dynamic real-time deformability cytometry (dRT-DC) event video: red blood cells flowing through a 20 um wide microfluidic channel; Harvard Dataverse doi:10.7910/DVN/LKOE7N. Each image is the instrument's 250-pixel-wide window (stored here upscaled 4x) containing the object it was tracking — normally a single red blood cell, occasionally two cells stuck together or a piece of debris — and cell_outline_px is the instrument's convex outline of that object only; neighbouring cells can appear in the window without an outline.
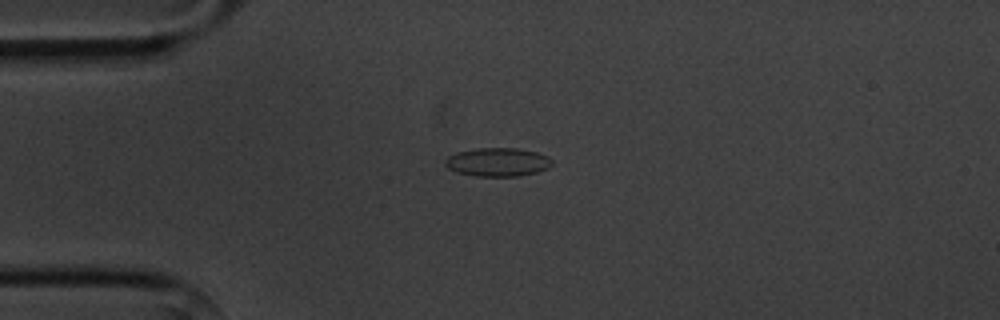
{"species": "common noctule bat (a hibernating species)", "species_latin": "Nyctalus noctula", "temperature_condition": "cold", "stored_images_in_passage": 3, "camera_frame_rate_fps": 3000, "um_per_image_px": 0.085, "animal": {"sex": "male", "body_mass_g": 20.1, "forearm_length_mm": 53.5}, "frame": {"image": 1, "passage_image": 3, "time_ms": 2.667, "image_size_px": [1000, 320], "cell_outline_px": [[552, 164], [548, 168], [536, 172], [516, 176], [476, 176], [456, 172], [448, 168], [444, 164], [444, 160], [448, 156], [456, 152], [476, 148], [516, 148], [536, 152], [548, 156], [552, 160]], "centroid_in_image_um": [42.27, 13.77], "position_along_channel_um": 42.7, "area_um2": 17.8}}